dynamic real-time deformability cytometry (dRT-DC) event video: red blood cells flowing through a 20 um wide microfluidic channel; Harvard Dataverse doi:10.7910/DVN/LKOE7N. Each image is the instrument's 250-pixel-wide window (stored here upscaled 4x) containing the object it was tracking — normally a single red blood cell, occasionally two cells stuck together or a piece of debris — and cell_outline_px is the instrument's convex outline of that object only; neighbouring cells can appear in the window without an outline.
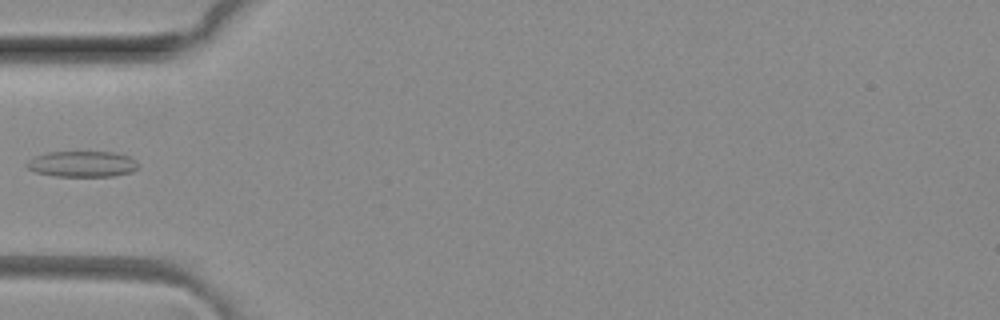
{"species": "common noctule bat (a hibernating species)", "species_latin": "Nyctalus noctula", "temperature_condition": "room temperature", "stored_images_in_passage": 3, "camera_frame_rate_fps": 3000, "um_per_image_px": 0.085, "animal": {"sex": "female", "body_mass_g": 29.2, "forearm_length_mm": 56.3}, "frame": {"image": 1, "passage_image": 3, "time_ms": 0.667, "image_size_px": [1000, 320], "cell_outline_px": [[140, 164], [132, 172], [112, 176], [56, 176], [36, 172], [28, 168], [24, 164], [28, 160], [36, 156], [48, 152], [116, 152], [128, 156], [136, 160]], "centroid_in_image_um": [7.01, 13.94], "position_along_channel_um": 78.0, "area_um2": 16.82}}